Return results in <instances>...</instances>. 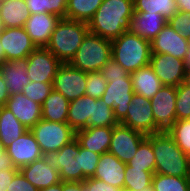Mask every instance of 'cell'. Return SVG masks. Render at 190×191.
Here are the masks:
<instances>
[{
  "label": "cell",
  "mask_w": 190,
  "mask_h": 191,
  "mask_svg": "<svg viewBox=\"0 0 190 191\" xmlns=\"http://www.w3.org/2000/svg\"><path fill=\"white\" fill-rule=\"evenodd\" d=\"M133 0H103L88 22L89 31L113 41L130 30Z\"/></svg>",
  "instance_id": "cell-1"
},
{
  "label": "cell",
  "mask_w": 190,
  "mask_h": 191,
  "mask_svg": "<svg viewBox=\"0 0 190 191\" xmlns=\"http://www.w3.org/2000/svg\"><path fill=\"white\" fill-rule=\"evenodd\" d=\"M155 156V173L187 177L190 156L186 155L167 131L149 134Z\"/></svg>",
  "instance_id": "cell-2"
},
{
  "label": "cell",
  "mask_w": 190,
  "mask_h": 191,
  "mask_svg": "<svg viewBox=\"0 0 190 191\" xmlns=\"http://www.w3.org/2000/svg\"><path fill=\"white\" fill-rule=\"evenodd\" d=\"M111 52L112 59L130 74L150 63V41L130 31H125L112 41Z\"/></svg>",
  "instance_id": "cell-3"
},
{
  "label": "cell",
  "mask_w": 190,
  "mask_h": 191,
  "mask_svg": "<svg viewBox=\"0 0 190 191\" xmlns=\"http://www.w3.org/2000/svg\"><path fill=\"white\" fill-rule=\"evenodd\" d=\"M88 31V23L86 22L61 18L46 48L61 63H69Z\"/></svg>",
  "instance_id": "cell-4"
},
{
  "label": "cell",
  "mask_w": 190,
  "mask_h": 191,
  "mask_svg": "<svg viewBox=\"0 0 190 191\" xmlns=\"http://www.w3.org/2000/svg\"><path fill=\"white\" fill-rule=\"evenodd\" d=\"M111 43L88 31L69 64L86 73L98 72L112 58Z\"/></svg>",
  "instance_id": "cell-5"
},
{
  "label": "cell",
  "mask_w": 190,
  "mask_h": 191,
  "mask_svg": "<svg viewBox=\"0 0 190 191\" xmlns=\"http://www.w3.org/2000/svg\"><path fill=\"white\" fill-rule=\"evenodd\" d=\"M30 131L34 135L44 156L56 153L75 138V131L68 123L46 121L43 119L37 122Z\"/></svg>",
  "instance_id": "cell-6"
},
{
  "label": "cell",
  "mask_w": 190,
  "mask_h": 191,
  "mask_svg": "<svg viewBox=\"0 0 190 191\" xmlns=\"http://www.w3.org/2000/svg\"><path fill=\"white\" fill-rule=\"evenodd\" d=\"M119 124L140 131L145 135L161 131L155 125L151 101L136 93H134L132 101L128 104L126 116Z\"/></svg>",
  "instance_id": "cell-7"
},
{
  "label": "cell",
  "mask_w": 190,
  "mask_h": 191,
  "mask_svg": "<svg viewBox=\"0 0 190 191\" xmlns=\"http://www.w3.org/2000/svg\"><path fill=\"white\" fill-rule=\"evenodd\" d=\"M133 95L131 77L116 76L110 77L100 99L113 109L115 118L120 122L127 114Z\"/></svg>",
  "instance_id": "cell-8"
},
{
  "label": "cell",
  "mask_w": 190,
  "mask_h": 191,
  "mask_svg": "<svg viewBox=\"0 0 190 191\" xmlns=\"http://www.w3.org/2000/svg\"><path fill=\"white\" fill-rule=\"evenodd\" d=\"M88 73L62 63L53 80V90L61 93L69 101L85 95Z\"/></svg>",
  "instance_id": "cell-9"
},
{
  "label": "cell",
  "mask_w": 190,
  "mask_h": 191,
  "mask_svg": "<svg viewBox=\"0 0 190 191\" xmlns=\"http://www.w3.org/2000/svg\"><path fill=\"white\" fill-rule=\"evenodd\" d=\"M146 137L147 135L140 131L118 124L113 126L108 152L127 164Z\"/></svg>",
  "instance_id": "cell-10"
},
{
  "label": "cell",
  "mask_w": 190,
  "mask_h": 191,
  "mask_svg": "<svg viewBox=\"0 0 190 191\" xmlns=\"http://www.w3.org/2000/svg\"><path fill=\"white\" fill-rule=\"evenodd\" d=\"M27 58L30 82L53 83L62 63L46 47H37Z\"/></svg>",
  "instance_id": "cell-11"
},
{
  "label": "cell",
  "mask_w": 190,
  "mask_h": 191,
  "mask_svg": "<svg viewBox=\"0 0 190 191\" xmlns=\"http://www.w3.org/2000/svg\"><path fill=\"white\" fill-rule=\"evenodd\" d=\"M155 125L161 131H167L176 119V87L162 86L150 99Z\"/></svg>",
  "instance_id": "cell-12"
},
{
  "label": "cell",
  "mask_w": 190,
  "mask_h": 191,
  "mask_svg": "<svg viewBox=\"0 0 190 191\" xmlns=\"http://www.w3.org/2000/svg\"><path fill=\"white\" fill-rule=\"evenodd\" d=\"M79 142L76 138L65 144L59 151L49 156L59 170L61 181L83 182L82 169L78 164Z\"/></svg>",
  "instance_id": "cell-13"
},
{
  "label": "cell",
  "mask_w": 190,
  "mask_h": 191,
  "mask_svg": "<svg viewBox=\"0 0 190 191\" xmlns=\"http://www.w3.org/2000/svg\"><path fill=\"white\" fill-rule=\"evenodd\" d=\"M149 65L163 86L177 87L184 82L185 60L175 58L170 54H151Z\"/></svg>",
  "instance_id": "cell-14"
},
{
  "label": "cell",
  "mask_w": 190,
  "mask_h": 191,
  "mask_svg": "<svg viewBox=\"0 0 190 191\" xmlns=\"http://www.w3.org/2000/svg\"><path fill=\"white\" fill-rule=\"evenodd\" d=\"M0 43L6 61L26 58L37 48L24 27L5 28L0 34Z\"/></svg>",
  "instance_id": "cell-15"
},
{
  "label": "cell",
  "mask_w": 190,
  "mask_h": 191,
  "mask_svg": "<svg viewBox=\"0 0 190 191\" xmlns=\"http://www.w3.org/2000/svg\"><path fill=\"white\" fill-rule=\"evenodd\" d=\"M150 46L151 54H170L181 60H185L189 52L186 37L168 24L150 42Z\"/></svg>",
  "instance_id": "cell-16"
},
{
  "label": "cell",
  "mask_w": 190,
  "mask_h": 191,
  "mask_svg": "<svg viewBox=\"0 0 190 191\" xmlns=\"http://www.w3.org/2000/svg\"><path fill=\"white\" fill-rule=\"evenodd\" d=\"M6 151L17 169L44 157L39 144L30 130L25 131L19 138L15 139L6 148Z\"/></svg>",
  "instance_id": "cell-17"
},
{
  "label": "cell",
  "mask_w": 190,
  "mask_h": 191,
  "mask_svg": "<svg viewBox=\"0 0 190 191\" xmlns=\"http://www.w3.org/2000/svg\"><path fill=\"white\" fill-rule=\"evenodd\" d=\"M23 176L37 189L47 188L61 182L59 170L49 156H44L19 169Z\"/></svg>",
  "instance_id": "cell-18"
},
{
  "label": "cell",
  "mask_w": 190,
  "mask_h": 191,
  "mask_svg": "<svg viewBox=\"0 0 190 191\" xmlns=\"http://www.w3.org/2000/svg\"><path fill=\"white\" fill-rule=\"evenodd\" d=\"M60 19L59 16L50 13L31 14L24 25V29L34 45L43 48L48 45Z\"/></svg>",
  "instance_id": "cell-19"
},
{
  "label": "cell",
  "mask_w": 190,
  "mask_h": 191,
  "mask_svg": "<svg viewBox=\"0 0 190 191\" xmlns=\"http://www.w3.org/2000/svg\"><path fill=\"white\" fill-rule=\"evenodd\" d=\"M5 107L8 108L28 130L42 119L41 104L29 99L23 93L10 95Z\"/></svg>",
  "instance_id": "cell-20"
},
{
  "label": "cell",
  "mask_w": 190,
  "mask_h": 191,
  "mask_svg": "<svg viewBox=\"0 0 190 191\" xmlns=\"http://www.w3.org/2000/svg\"><path fill=\"white\" fill-rule=\"evenodd\" d=\"M125 167L126 164L113 154L109 152L101 154L93 178L123 189Z\"/></svg>",
  "instance_id": "cell-21"
},
{
  "label": "cell",
  "mask_w": 190,
  "mask_h": 191,
  "mask_svg": "<svg viewBox=\"0 0 190 191\" xmlns=\"http://www.w3.org/2000/svg\"><path fill=\"white\" fill-rule=\"evenodd\" d=\"M113 126L88 127L75 132L79 145L97 154L108 152Z\"/></svg>",
  "instance_id": "cell-22"
},
{
  "label": "cell",
  "mask_w": 190,
  "mask_h": 191,
  "mask_svg": "<svg viewBox=\"0 0 190 191\" xmlns=\"http://www.w3.org/2000/svg\"><path fill=\"white\" fill-rule=\"evenodd\" d=\"M167 22L159 13L133 12L129 31L151 42Z\"/></svg>",
  "instance_id": "cell-23"
},
{
  "label": "cell",
  "mask_w": 190,
  "mask_h": 191,
  "mask_svg": "<svg viewBox=\"0 0 190 191\" xmlns=\"http://www.w3.org/2000/svg\"><path fill=\"white\" fill-rule=\"evenodd\" d=\"M28 58L6 61L0 65V72L5 80L10 95L22 93L23 89L30 83L27 77Z\"/></svg>",
  "instance_id": "cell-24"
},
{
  "label": "cell",
  "mask_w": 190,
  "mask_h": 191,
  "mask_svg": "<svg viewBox=\"0 0 190 191\" xmlns=\"http://www.w3.org/2000/svg\"><path fill=\"white\" fill-rule=\"evenodd\" d=\"M95 98L88 95L70 101L67 123L76 132L88 128L89 118L93 116Z\"/></svg>",
  "instance_id": "cell-25"
},
{
  "label": "cell",
  "mask_w": 190,
  "mask_h": 191,
  "mask_svg": "<svg viewBox=\"0 0 190 191\" xmlns=\"http://www.w3.org/2000/svg\"><path fill=\"white\" fill-rule=\"evenodd\" d=\"M134 93L151 99L163 86L150 65L139 68L130 74Z\"/></svg>",
  "instance_id": "cell-26"
},
{
  "label": "cell",
  "mask_w": 190,
  "mask_h": 191,
  "mask_svg": "<svg viewBox=\"0 0 190 191\" xmlns=\"http://www.w3.org/2000/svg\"><path fill=\"white\" fill-rule=\"evenodd\" d=\"M30 15L25 0L0 1V20L5 28L24 27Z\"/></svg>",
  "instance_id": "cell-27"
},
{
  "label": "cell",
  "mask_w": 190,
  "mask_h": 191,
  "mask_svg": "<svg viewBox=\"0 0 190 191\" xmlns=\"http://www.w3.org/2000/svg\"><path fill=\"white\" fill-rule=\"evenodd\" d=\"M70 101L54 90L41 105L42 119L46 121L67 123Z\"/></svg>",
  "instance_id": "cell-28"
},
{
  "label": "cell",
  "mask_w": 190,
  "mask_h": 191,
  "mask_svg": "<svg viewBox=\"0 0 190 191\" xmlns=\"http://www.w3.org/2000/svg\"><path fill=\"white\" fill-rule=\"evenodd\" d=\"M27 130L8 108H0V142L6 148Z\"/></svg>",
  "instance_id": "cell-29"
},
{
  "label": "cell",
  "mask_w": 190,
  "mask_h": 191,
  "mask_svg": "<svg viewBox=\"0 0 190 191\" xmlns=\"http://www.w3.org/2000/svg\"><path fill=\"white\" fill-rule=\"evenodd\" d=\"M103 0H68L66 19L88 23Z\"/></svg>",
  "instance_id": "cell-30"
},
{
  "label": "cell",
  "mask_w": 190,
  "mask_h": 191,
  "mask_svg": "<svg viewBox=\"0 0 190 191\" xmlns=\"http://www.w3.org/2000/svg\"><path fill=\"white\" fill-rule=\"evenodd\" d=\"M134 12L159 13L167 20L178 11L175 0H133Z\"/></svg>",
  "instance_id": "cell-31"
},
{
  "label": "cell",
  "mask_w": 190,
  "mask_h": 191,
  "mask_svg": "<svg viewBox=\"0 0 190 191\" xmlns=\"http://www.w3.org/2000/svg\"><path fill=\"white\" fill-rule=\"evenodd\" d=\"M124 174V189L142 191L152 185V172L143 171V169L130 167L126 164Z\"/></svg>",
  "instance_id": "cell-32"
},
{
  "label": "cell",
  "mask_w": 190,
  "mask_h": 191,
  "mask_svg": "<svg viewBox=\"0 0 190 191\" xmlns=\"http://www.w3.org/2000/svg\"><path fill=\"white\" fill-rule=\"evenodd\" d=\"M128 166L155 173V156L152 143L145 138L138 147L136 154L127 163Z\"/></svg>",
  "instance_id": "cell-33"
},
{
  "label": "cell",
  "mask_w": 190,
  "mask_h": 191,
  "mask_svg": "<svg viewBox=\"0 0 190 191\" xmlns=\"http://www.w3.org/2000/svg\"><path fill=\"white\" fill-rule=\"evenodd\" d=\"M153 191H190L187 177H176L154 173L152 177Z\"/></svg>",
  "instance_id": "cell-34"
},
{
  "label": "cell",
  "mask_w": 190,
  "mask_h": 191,
  "mask_svg": "<svg viewBox=\"0 0 190 191\" xmlns=\"http://www.w3.org/2000/svg\"><path fill=\"white\" fill-rule=\"evenodd\" d=\"M118 124L113 109L105 101L95 98L93 116L89 118L88 127L116 126Z\"/></svg>",
  "instance_id": "cell-35"
},
{
  "label": "cell",
  "mask_w": 190,
  "mask_h": 191,
  "mask_svg": "<svg viewBox=\"0 0 190 191\" xmlns=\"http://www.w3.org/2000/svg\"><path fill=\"white\" fill-rule=\"evenodd\" d=\"M178 147L190 156V119L176 120L167 130Z\"/></svg>",
  "instance_id": "cell-36"
},
{
  "label": "cell",
  "mask_w": 190,
  "mask_h": 191,
  "mask_svg": "<svg viewBox=\"0 0 190 191\" xmlns=\"http://www.w3.org/2000/svg\"><path fill=\"white\" fill-rule=\"evenodd\" d=\"M99 160L100 154L93 153L79 145L78 164L79 169H82L83 182L93 177Z\"/></svg>",
  "instance_id": "cell-37"
},
{
  "label": "cell",
  "mask_w": 190,
  "mask_h": 191,
  "mask_svg": "<svg viewBox=\"0 0 190 191\" xmlns=\"http://www.w3.org/2000/svg\"><path fill=\"white\" fill-rule=\"evenodd\" d=\"M176 119H190V87L181 83L176 87Z\"/></svg>",
  "instance_id": "cell-38"
},
{
  "label": "cell",
  "mask_w": 190,
  "mask_h": 191,
  "mask_svg": "<svg viewBox=\"0 0 190 191\" xmlns=\"http://www.w3.org/2000/svg\"><path fill=\"white\" fill-rule=\"evenodd\" d=\"M53 90V83L44 82H30L24 89L23 94L29 99L43 104L44 100L49 96Z\"/></svg>",
  "instance_id": "cell-39"
},
{
  "label": "cell",
  "mask_w": 190,
  "mask_h": 191,
  "mask_svg": "<svg viewBox=\"0 0 190 191\" xmlns=\"http://www.w3.org/2000/svg\"><path fill=\"white\" fill-rule=\"evenodd\" d=\"M107 86V80L100 71L88 73L85 95L101 98Z\"/></svg>",
  "instance_id": "cell-40"
},
{
  "label": "cell",
  "mask_w": 190,
  "mask_h": 191,
  "mask_svg": "<svg viewBox=\"0 0 190 191\" xmlns=\"http://www.w3.org/2000/svg\"><path fill=\"white\" fill-rule=\"evenodd\" d=\"M172 28L185 37L190 36V13L177 11L167 22Z\"/></svg>",
  "instance_id": "cell-41"
},
{
  "label": "cell",
  "mask_w": 190,
  "mask_h": 191,
  "mask_svg": "<svg viewBox=\"0 0 190 191\" xmlns=\"http://www.w3.org/2000/svg\"><path fill=\"white\" fill-rule=\"evenodd\" d=\"M100 72L105 77L107 82L110 80V77H130V73H128L122 65L117 63L112 58L102 67Z\"/></svg>",
  "instance_id": "cell-42"
},
{
  "label": "cell",
  "mask_w": 190,
  "mask_h": 191,
  "mask_svg": "<svg viewBox=\"0 0 190 191\" xmlns=\"http://www.w3.org/2000/svg\"><path fill=\"white\" fill-rule=\"evenodd\" d=\"M7 191H38L24 176L18 171L13 179Z\"/></svg>",
  "instance_id": "cell-43"
},
{
  "label": "cell",
  "mask_w": 190,
  "mask_h": 191,
  "mask_svg": "<svg viewBox=\"0 0 190 191\" xmlns=\"http://www.w3.org/2000/svg\"><path fill=\"white\" fill-rule=\"evenodd\" d=\"M68 0H46V13L66 18Z\"/></svg>",
  "instance_id": "cell-44"
},
{
  "label": "cell",
  "mask_w": 190,
  "mask_h": 191,
  "mask_svg": "<svg viewBox=\"0 0 190 191\" xmlns=\"http://www.w3.org/2000/svg\"><path fill=\"white\" fill-rule=\"evenodd\" d=\"M84 186L88 191H120V188L114 187L96 178H87L84 181Z\"/></svg>",
  "instance_id": "cell-45"
},
{
  "label": "cell",
  "mask_w": 190,
  "mask_h": 191,
  "mask_svg": "<svg viewBox=\"0 0 190 191\" xmlns=\"http://www.w3.org/2000/svg\"><path fill=\"white\" fill-rule=\"evenodd\" d=\"M19 170L15 168L11 157L7 154L6 147L0 142V171Z\"/></svg>",
  "instance_id": "cell-46"
},
{
  "label": "cell",
  "mask_w": 190,
  "mask_h": 191,
  "mask_svg": "<svg viewBox=\"0 0 190 191\" xmlns=\"http://www.w3.org/2000/svg\"><path fill=\"white\" fill-rule=\"evenodd\" d=\"M30 14L46 13V0H25Z\"/></svg>",
  "instance_id": "cell-47"
},
{
  "label": "cell",
  "mask_w": 190,
  "mask_h": 191,
  "mask_svg": "<svg viewBox=\"0 0 190 191\" xmlns=\"http://www.w3.org/2000/svg\"><path fill=\"white\" fill-rule=\"evenodd\" d=\"M19 170H2L0 171V191H7L12 182L14 175Z\"/></svg>",
  "instance_id": "cell-48"
},
{
  "label": "cell",
  "mask_w": 190,
  "mask_h": 191,
  "mask_svg": "<svg viewBox=\"0 0 190 191\" xmlns=\"http://www.w3.org/2000/svg\"><path fill=\"white\" fill-rule=\"evenodd\" d=\"M62 191H88L84 182L62 181Z\"/></svg>",
  "instance_id": "cell-49"
},
{
  "label": "cell",
  "mask_w": 190,
  "mask_h": 191,
  "mask_svg": "<svg viewBox=\"0 0 190 191\" xmlns=\"http://www.w3.org/2000/svg\"><path fill=\"white\" fill-rule=\"evenodd\" d=\"M9 97H10V93L5 84V80L3 79V76L0 72V108L5 106Z\"/></svg>",
  "instance_id": "cell-50"
},
{
  "label": "cell",
  "mask_w": 190,
  "mask_h": 191,
  "mask_svg": "<svg viewBox=\"0 0 190 191\" xmlns=\"http://www.w3.org/2000/svg\"><path fill=\"white\" fill-rule=\"evenodd\" d=\"M179 12L190 13V0H175Z\"/></svg>",
  "instance_id": "cell-51"
},
{
  "label": "cell",
  "mask_w": 190,
  "mask_h": 191,
  "mask_svg": "<svg viewBox=\"0 0 190 191\" xmlns=\"http://www.w3.org/2000/svg\"><path fill=\"white\" fill-rule=\"evenodd\" d=\"M38 191H62V181L47 188L38 189Z\"/></svg>",
  "instance_id": "cell-52"
},
{
  "label": "cell",
  "mask_w": 190,
  "mask_h": 191,
  "mask_svg": "<svg viewBox=\"0 0 190 191\" xmlns=\"http://www.w3.org/2000/svg\"><path fill=\"white\" fill-rule=\"evenodd\" d=\"M186 39H187V43L189 47V52L185 59V65H186V69H190V36L186 37Z\"/></svg>",
  "instance_id": "cell-53"
},
{
  "label": "cell",
  "mask_w": 190,
  "mask_h": 191,
  "mask_svg": "<svg viewBox=\"0 0 190 191\" xmlns=\"http://www.w3.org/2000/svg\"><path fill=\"white\" fill-rule=\"evenodd\" d=\"M5 62H6L5 52L3 50V46L0 43V65H2Z\"/></svg>",
  "instance_id": "cell-54"
},
{
  "label": "cell",
  "mask_w": 190,
  "mask_h": 191,
  "mask_svg": "<svg viewBox=\"0 0 190 191\" xmlns=\"http://www.w3.org/2000/svg\"><path fill=\"white\" fill-rule=\"evenodd\" d=\"M183 83L190 87V69H186Z\"/></svg>",
  "instance_id": "cell-55"
},
{
  "label": "cell",
  "mask_w": 190,
  "mask_h": 191,
  "mask_svg": "<svg viewBox=\"0 0 190 191\" xmlns=\"http://www.w3.org/2000/svg\"><path fill=\"white\" fill-rule=\"evenodd\" d=\"M5 29L4 23L0 20V34Z\"/></svg>",
  "instance_id": "cell-56"
},
{
  "label": "cell",
  "mask_w": 190,
  "mask_h": 191,
  "mask_svg": "<svg viewBox=\"0 0 190 191\" xmlns=\"http://www.w3.org/2000/svg\"><path fill=\"white\" fill-rule=\"evenodd\" d=\"M187 179L189 181V185H190V160H189V166H188V175H187Z\"/></svg>",
  "instance_id": "cell-57"
},
{
  "label": "cell",
  "mask_w": 190,
  "mask_h": 191,
  "mask_svg": "<svg viewBox=\"0 0 190 191\" xmlns=\"http://www.w3.org/2000/svg\"><path fill=\"white\" fill-rule=\"evenodd\" d=\"M142 191H153V188H152V186H151V187L146 188V189H144V190H142Z\"/></svg>",
  "instance_id": "cell-58"
},
{
  "label": "cell",
  "mask_w": 190,
  "mask_h": 191,
  "mask_svg": "<svg viewBox=\"0 0 190 191\" xmlns=\"http://www.w3.org/2000/svg\"><path fill=\"white\" fill-rule=\"evenodd\" d=\"M120 191H130V190H127V189H124V188H123V189H120Z\"/></svg>",
  "instance_id": "cell-59"
}]
</instances>
